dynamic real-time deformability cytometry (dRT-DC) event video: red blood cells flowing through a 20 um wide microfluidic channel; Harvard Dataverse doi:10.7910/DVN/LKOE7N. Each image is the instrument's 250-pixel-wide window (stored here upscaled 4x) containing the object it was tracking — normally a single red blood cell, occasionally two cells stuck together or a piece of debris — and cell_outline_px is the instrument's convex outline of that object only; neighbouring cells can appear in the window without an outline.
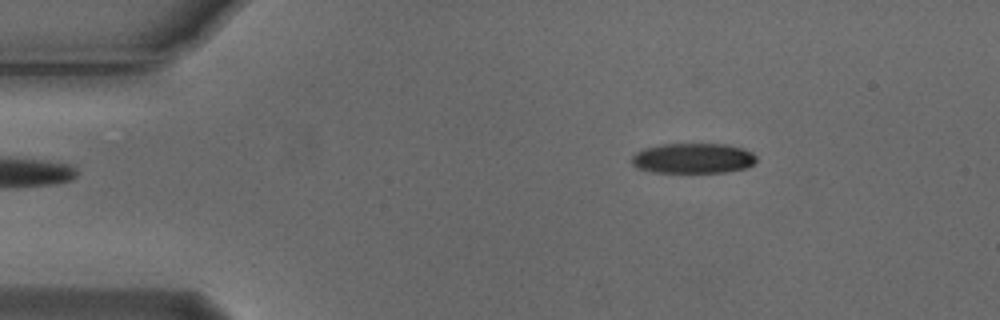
{"species": "Egyptian fruit bat (a non-hibernating species)", "species_latin": "Rousettus aegyptiacus", "temperature_condition": "cold", "stored_images_in_passage": 3, "camera_frame_rate_fps": 3000, "um_per_image_px": 0.085, "animal": {"sex": "male"}, "frame": {"image": 1, "passage_image": 1, "time_ms": 0.0, "image_size_px": [1000, 320], "cell_outline_px": [[756, 160], [748, 168], [724, 172], [652, 172], [636, 168], [632, 164], [632, 156], [636, 152], [644, 148], [664, 144], [724, 144], [744, 148], [752, 152], [756, 156]], "centroid_in_image_um": [58.91, 13.45], "position_along_channel_um": 26.1, "area_um2": 22.02}}